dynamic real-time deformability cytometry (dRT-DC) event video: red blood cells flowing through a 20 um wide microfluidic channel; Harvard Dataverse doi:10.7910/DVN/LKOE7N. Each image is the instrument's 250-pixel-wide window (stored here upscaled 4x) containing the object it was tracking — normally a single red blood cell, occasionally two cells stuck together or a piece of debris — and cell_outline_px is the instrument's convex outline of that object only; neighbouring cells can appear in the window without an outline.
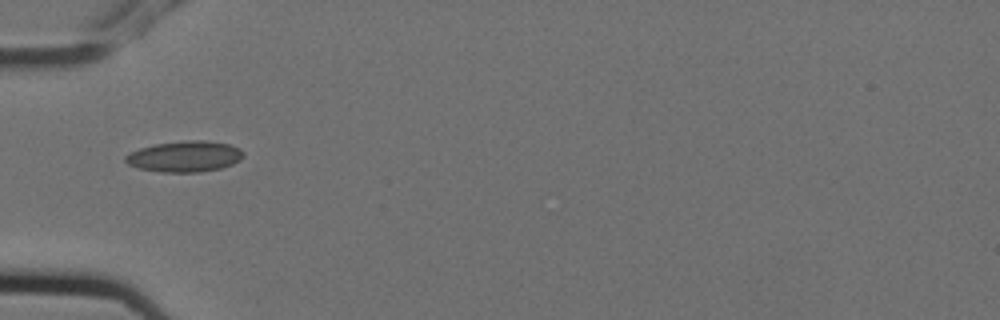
{"species": "Egyptian fruit bat (a non-hibernating species)", "species_latin": "Rousettus aegyptiacus", "temperature_condition": "cold", "stored_images_in_passage": 1, "camera_frame_rate_fps": 3000, "um_per_image_px": 0.085, "animal": {"sex": "female"}, "frame": {"image": 1, "passage_image": 1, "time_ms": 0.0, "image_size_px": [1000, 320], "cell_outline_px": [[244, 156], [240, 160], [232, 164], [220, 168], [200, 172], [160, 172], [140, 168], [128, 164], [124, 160], [124, 156], [128, 152], [140, 148], [156, 144], [188, 140], [204, 140], [228, 144], [240, 148], [244, 152]], "centroid_in_image_um": [15.7, 13.3], "position_along_channel_um": 69.3, "area_um2": 21.27}}